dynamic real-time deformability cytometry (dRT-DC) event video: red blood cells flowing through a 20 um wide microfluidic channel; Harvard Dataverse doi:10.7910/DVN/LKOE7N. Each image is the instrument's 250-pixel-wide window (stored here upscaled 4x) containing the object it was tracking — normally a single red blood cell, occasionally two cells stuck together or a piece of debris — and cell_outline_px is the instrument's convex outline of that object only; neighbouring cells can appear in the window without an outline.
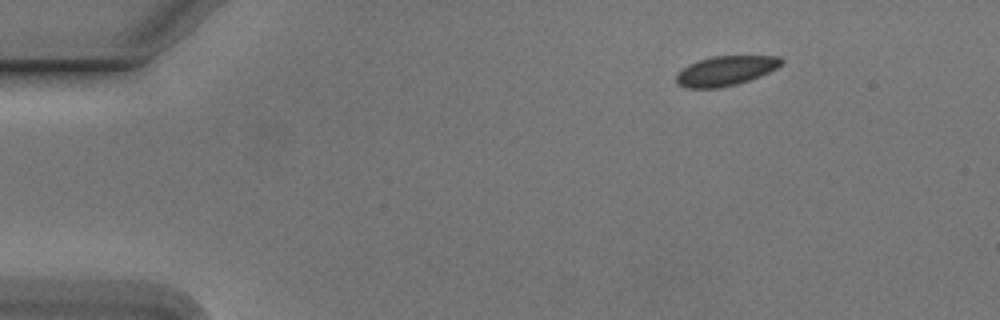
{"species": "Egyptian fruit bat (a non-hibernating species)", "species_latin": "Rousettus aegyptiacus", "temperature_condition": "cold", "stored_images_in_passage": 48, "camera_frame_rate_fps": 3000, "um_per_image_px": 0.085, "animal": {"sex": "male"}, "frame": {"image": 1, "passage_image": 1, "time_ms": 0.0, "image_size_px": [1000, 320], "cell_outline_px": [[784, 64], [760, 76], [736, 84], [720, 88], [688, 88], [676, 84], [676, 72], [688, 64], [712, 56], [780, 56], [784, 60]], "centroid_in_image_um": [61.66, 6.01], "position_along_channel_um": 23.3, "area_um2": 18.26}}
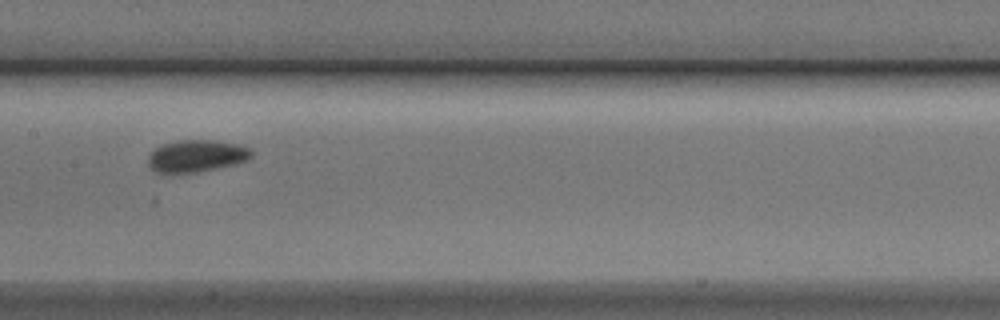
{"frame": {"image": 2, "passage_image": 21, "time_ms": 6.667, "image_size_px": [1000, 320], "cell_outline_px": [[252, 156], [248, 160], [236, 164], [200, 172], [156, 172], [148, 164], [148, 156], [156, 148], [164, 144], [176, 140], [216, 140], [236, 144], [252, 148]], "centroid_in_image_um": [16.75, 13.25], "position_along_channel_um": 190.7, "area_um2": 19.31}}
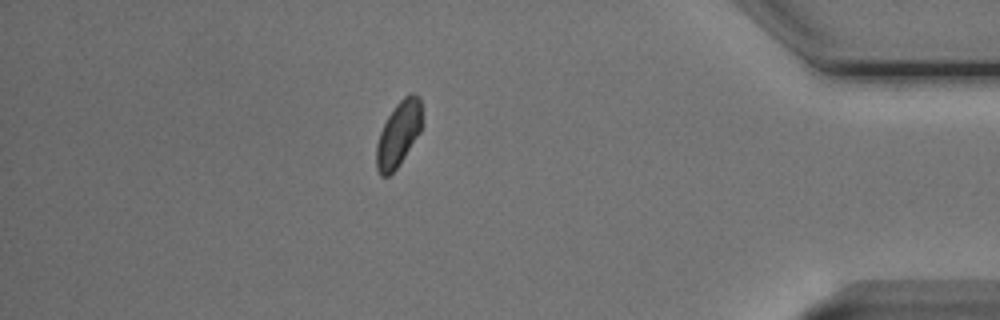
{"frame": {"image": 3, "passage_image": 41, "time_ms": 13.333, "image_size_px": [1000, 320], "cell_outline_px": [[424, 124], [420, 132], [396, 168], [388, 176], [380, 176], [376, 168], [376, 144], [380, 132], [388, 116], [396, 104], [408, 92], [412, 92], [420, 96]], "centroid_in_image_um": [33.9, 11.33], "position_along_channel_um": 401.3, "area_um2": 17.51}, "authors_computed_cell_mechanics": {"area_um2": 18.496, "velocity_mm_per_s": 3.755, "shape_relaxation_time_tau1_ms": null, "shape_relaxation_time_tau2_ms": 3.5588, "deformation_change_tau1": null, "deformation_change_tau2": 0.0561}}